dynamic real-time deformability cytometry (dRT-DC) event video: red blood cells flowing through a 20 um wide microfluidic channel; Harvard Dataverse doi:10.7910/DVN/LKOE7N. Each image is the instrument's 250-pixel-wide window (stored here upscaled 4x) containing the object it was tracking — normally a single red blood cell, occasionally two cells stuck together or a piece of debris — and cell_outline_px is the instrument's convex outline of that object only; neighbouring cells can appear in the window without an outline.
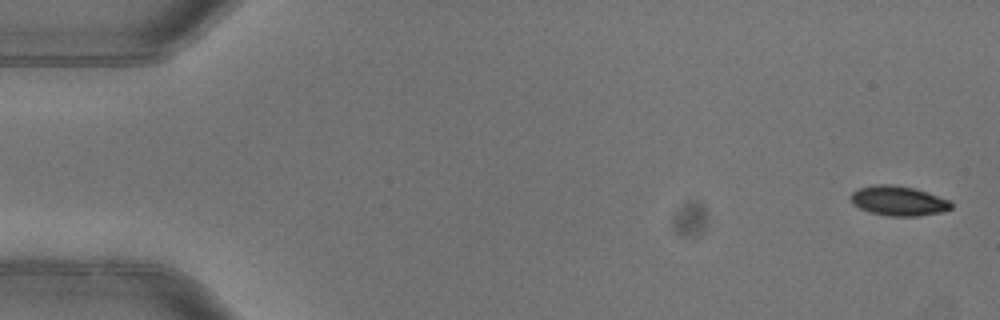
{"species": "common noctule bat (a hibernating species)", "species_latin": "Nyctalus noctula", "temperature_condition": "warm", "stored_images_in_passage": 5, "camera_frame_rate_fps": 3000, "um_per_image_px": 0.085, "animal": {"sex": "female"}, "frame": {"image": 1, "passage_image": 1, "time_ms": 0.0, "image_size_px": [1000, 320], "cell_outline_px": [[952, 208], [940, 212], [916, 216], [888, 216], [872, 212], [860, 208], [852, 204], [848, 196], [856, 188], [876, 184], [892, 184], [916, 188], [952, 200]], "centroid_in_image_um": [76.35, 17.05], "position_along_channel_um": 8.6, "area_um2": 17.69}}
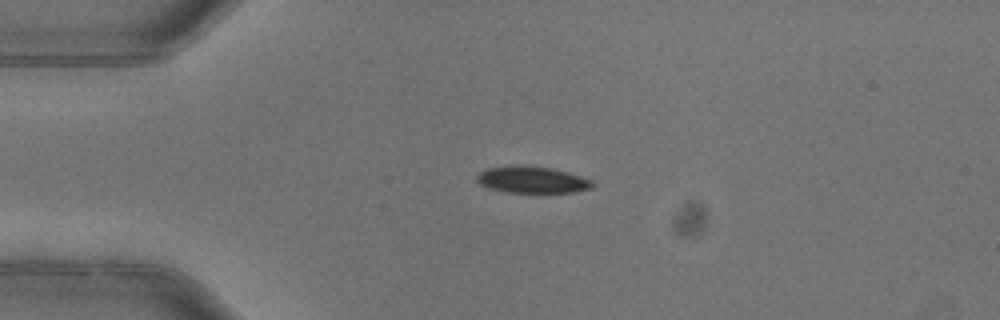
{"frame": {"image": 2, "passage_image": 4, "time_ms": 1.0, "image_size_px": [1000, 320], "cell_outline_px": [[596, 184], [592, 188], [576, 192], [504, 192], [488, 188], [480, 184], [476, 180], [476, 176], [480, 172], [488, 168], [512, 164], [520, 164], [552, 168], [568, 172], [592, 180]], "centroid_in_image_um": [45.22, 15.26], "position_along_channel_um": 39.8, "area_um2": 18.26}}